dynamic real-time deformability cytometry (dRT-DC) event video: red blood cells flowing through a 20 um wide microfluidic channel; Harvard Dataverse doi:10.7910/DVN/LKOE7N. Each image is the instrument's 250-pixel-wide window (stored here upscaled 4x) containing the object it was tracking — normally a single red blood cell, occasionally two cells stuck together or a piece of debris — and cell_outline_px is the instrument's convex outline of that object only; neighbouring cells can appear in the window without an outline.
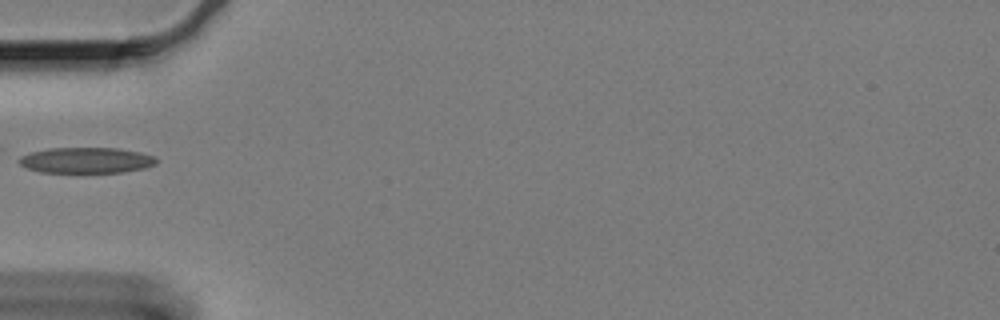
{"species": "Egyptian fruit bat (a non-hibernating species)", "species_latin": "Rousettus aegyptiacus", "temperature_condition": "cold", "stored_images_in_passage": 42, "camera_frame_rate_fps": 3000, "um_per_image_px": 0.085, "animal": {"sex": "female"}, "frame": {"image": 1, "passage_image": 1, "time_ms": 0.0, "image_size_px": [1000, 320], "cell_outline_px": [[160, 160], [156, 164], [144, 168], [124, 172], [40, 172], [28, 168], [20, 164], [16, 160], [20, 156], [32, 152], [48, 148], [120, 148], [140, 152], [156, 156]], "centroid_in_image_um": [7.37, 13.62], "position_along_channel_um": 77.6, "area_um2": 20.75}}
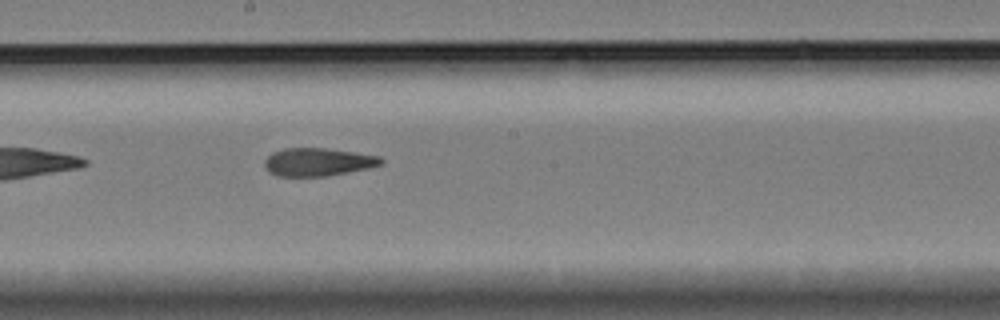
{"frame": {"image": 2, "passage_image": 14, "time_ms": 4.333, "image_size_px": [1000, 320], "cell_outline_px": [[384, 164], [368, 168], [348, 172], [324, 176], [276, 176], [268, 172], [264, 164], [264, 160], [272, 152], [284, 148], [328, 148], [380, 156], [384, 160]], "centroid_in_image_um": [27.02, 13.76], "position_along_channel_um": 221.2, "area_um2": 19.13}}
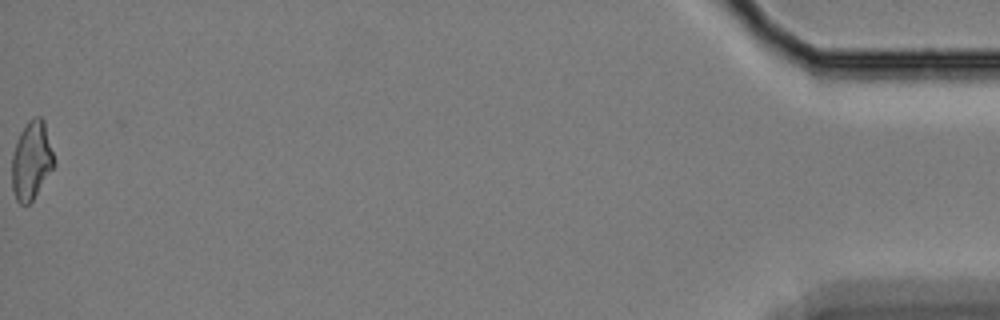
{"frame": {"image": 3, "passage_image": 42, "time_ms": 13.667, "image_size_px": [1000, 320], "cell_outline_px": [[56, 164], [32, 200], [28, 204], [20, 204], [16, 200], [12, 188], [12, 156], [16, 140], [20, 132], [28, 120], [32, 116], [40, 116], [44, 120]], "centroid_in_image_um": [2.67, 13.61], "position_along_channel_um": 432.5, "area_um2": 19.31}}